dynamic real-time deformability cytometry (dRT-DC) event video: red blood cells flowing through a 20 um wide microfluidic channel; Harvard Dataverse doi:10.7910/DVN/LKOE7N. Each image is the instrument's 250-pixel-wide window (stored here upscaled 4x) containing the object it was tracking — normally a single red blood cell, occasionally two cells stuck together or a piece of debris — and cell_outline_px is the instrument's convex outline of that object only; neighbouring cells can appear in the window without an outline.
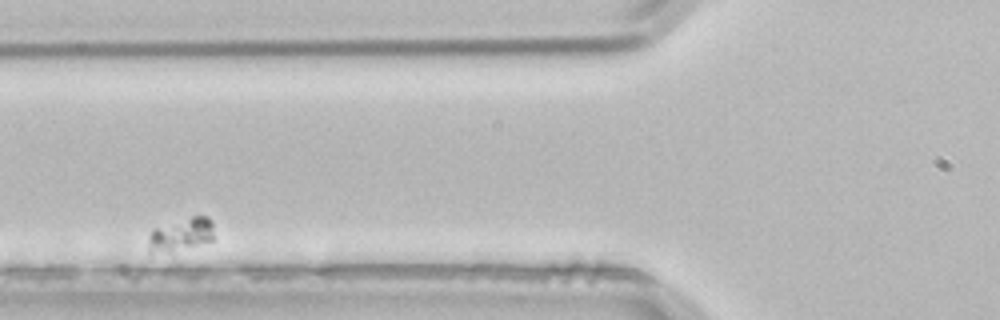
{"species": "common noctule bat (a hibernating species)", "species_latin": "Nyctalus noctula", "temperature_condition": "room temperature", "stored_images_in_passage": 3, "camera_frame_rate_fps": 3000, "um_per_image_px": 0.085, "animal": {"sex": "male", "body_mass_g": 21.5, "forearm_length_mm": 52.0}, "frame": {"image": 1, "passage_image": 2, "time_ms": 0.333, "image_size_px": [1000, 320], "cell_outline_px": [[212, 240], [152, 252], [148, 252], [148, 236], [152, 228], [192, 216], [208, 216], [212, 224]], "centroid_in_image_um": [15.33, 19.85], "position_along_channel_um": 110.5, "area_um2": 11.73}}